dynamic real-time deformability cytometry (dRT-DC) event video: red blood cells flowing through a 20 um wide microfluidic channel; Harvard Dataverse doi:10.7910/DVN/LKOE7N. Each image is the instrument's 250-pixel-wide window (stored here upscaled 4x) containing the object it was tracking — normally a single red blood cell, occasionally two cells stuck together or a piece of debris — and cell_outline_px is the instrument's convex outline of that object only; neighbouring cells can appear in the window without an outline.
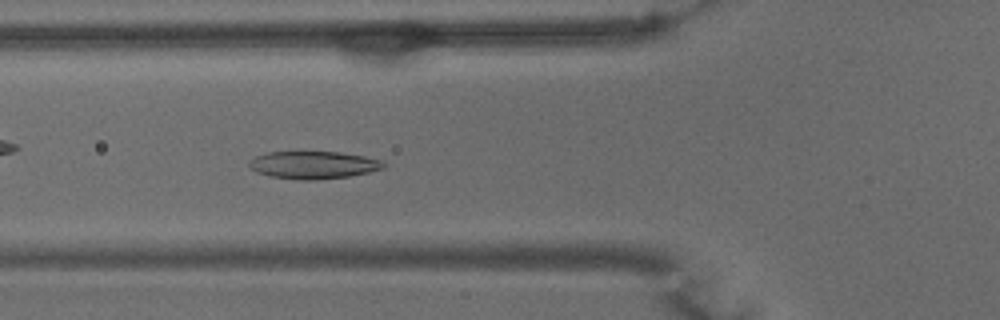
{"species": "common noctule bat (a hibernating species)", "species_latin": "Nyctalus noctula", "temperature_condition": "warm", "stored_images_in_passage": 54, "camera_frame_rate_fps": 3000, "um_per_image_px": 0.085, "animal": {"sex": "male", "body_mass_g": 15.6}, "frame": {"image": 1, "passage_image": 19, "time_ms": 6.0, "image_size_px": [1000, 320], "cell_outline_px": [[388, 164], [384, 168], [368, 172], [348, 176], [316, 180], [296, 180], [272, 176], [256, 172], [248, 164], [256, 156], [268, 152], [340, 152], [364, 156], [380, 160]], "centroid_in_image_um": [26.67, 14.02], "position_along_channel_um": 99.1, "area_um2": 21.44}}
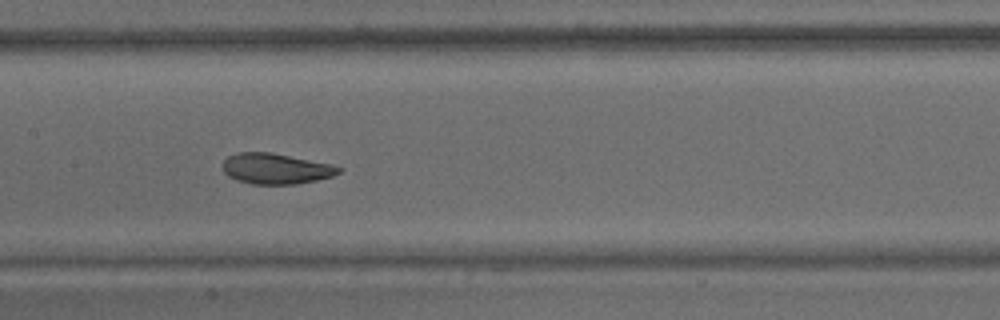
{"frame": {"image": 2, "passage_image": 26, "time_ms": 8.333, "image_size_px": [1000, 320], "cell_outline_px": [[344, 168], [340, 172], [332, 176], [316, 180], [296, 184], [252, 184], [236, 180], [228, 176], [224, 172], [224, 160], [228, 156], [236, 152], [268, 152], [332, 164]], "centroid_in_image_um": [23.45, 14.34], "position_along_channel_um": 184.0, "area_um2": 20.63}}
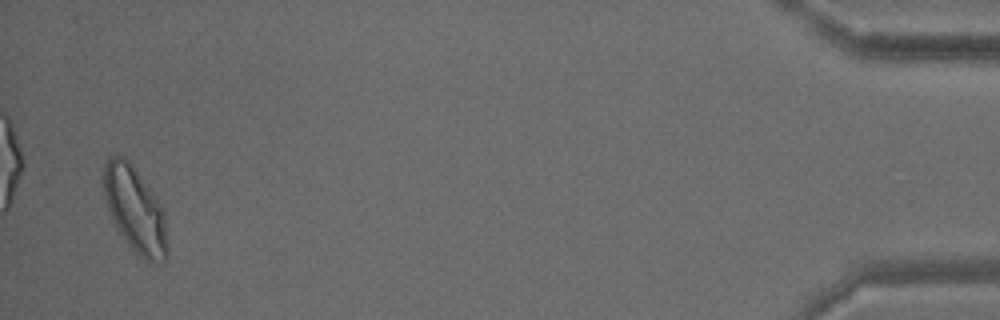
{"frame": {"image": 3, "passage_image": 53, "time_ms": 17.333, "image_size_px": [1000, 320], "cell_outline_px": [[168, 256], [164, 264], [148, 264], [128, 244], [120, 232], [104, 200], [100, 180], [100, 172], [108, 156], [124, 156], [132, 164], [164, 208], [168, 244]], "centroid_in_image_um": [11.47, 17.82], "position_along_channel_um": 423.7, "area_um2": 32.66}, "authors_computed_cell_mechanics": {"area_um2": 23.1489, "velocity_mm_per_s": 3.6151, "shape_relaxation_time_tau1_ms": 4.69, "shape_relaxation_time_tau2_ms": 1.9697, "deformation_change_tau1": 0.1557, "deformation_change_tau2": 0.0653}}